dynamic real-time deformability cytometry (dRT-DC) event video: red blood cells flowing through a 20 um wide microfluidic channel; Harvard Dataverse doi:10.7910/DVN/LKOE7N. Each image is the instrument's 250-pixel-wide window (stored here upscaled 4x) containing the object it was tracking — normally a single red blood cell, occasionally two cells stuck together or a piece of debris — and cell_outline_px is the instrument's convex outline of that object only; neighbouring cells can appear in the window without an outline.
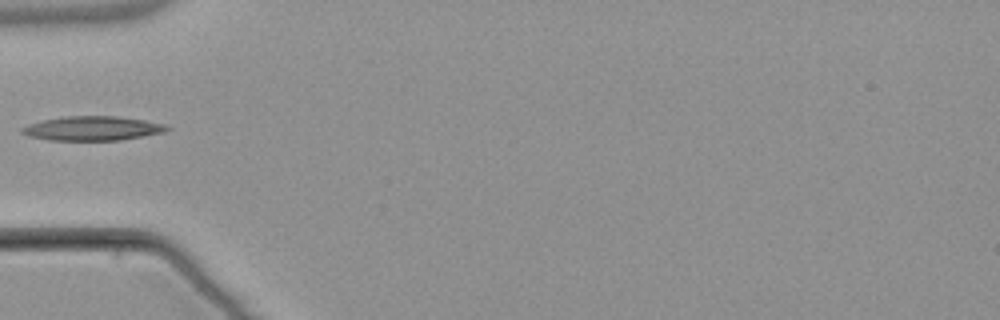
{"species": "common noctule bat (a hibernating species)", "species_latin": "Nyctalus noctula", "temperature_condition": "warm", "stored_images_in_passage": 4, "camera_frame_rate_fps": 3000, "um_per_image_px": 0.085, "animal": {"sex": "male", "body_mass_g": 21.5, "forearm_length_mm": 52.0}, "frame": {"image": 1, "passage_image": 4, "time_ms": 4.667, "image_size_px": [1000, 320], "cell_outline_px": [[172, 128], [164, 132], [120, 140], [48, 140], [28, 136], [20, 132], [20, 128], [28, 124], [44, 120], [68, 116], [116, 116], [144, 120], [164, 124]], "centroid_in_image_um": [7.84, 10.91], "position_along_channel_um": 77.2, "area_um2": 20.4}}